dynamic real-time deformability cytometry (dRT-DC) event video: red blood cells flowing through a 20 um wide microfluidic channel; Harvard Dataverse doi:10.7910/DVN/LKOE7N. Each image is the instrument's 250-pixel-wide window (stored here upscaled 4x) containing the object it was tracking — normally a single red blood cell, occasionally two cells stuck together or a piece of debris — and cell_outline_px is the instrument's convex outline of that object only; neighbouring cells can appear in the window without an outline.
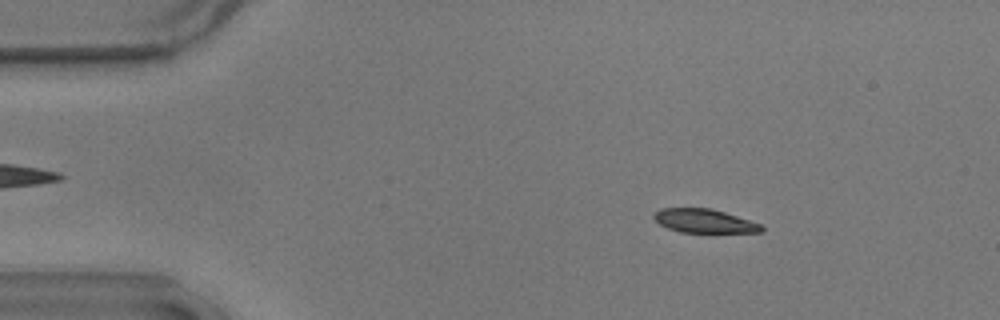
{"species": "common noctule bat (a hibernating species)", "species_latin": "Nyctalus noctula", "temperature_condition": "warm", "stored_images_in_passage": 55, "camera_frame_rate_fps": 3000, "um_per_image_px": 0.085, "animal": {"sex": "male", "body_mass_g": 17.9}, "frame": {"image": 1, "passage_image": 8, "time_ms": 2.333, "image_size_px": [1000, 320], "cell_outline_px": [[764, 232], [680, 232], [668, 228], [660, 224], [652, 216], [660, 208], [712, 208], [760, 224], [764, 228]], "centroid_in_image_um": [59.85, 18.78], "position_along_channel_um": 25.2, "area_um2": 14.68}}
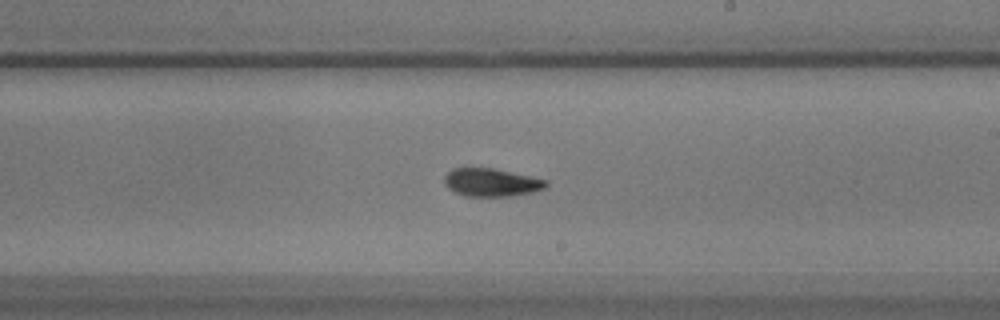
{"frame": {"image": 2, "passage_image": 32, "time_ms": 10.333, "image_size_px": [1000, 320], "cell_outline_px": [[548, 184], [544, 188], [532, 192], [512, 196], [464, 196], [448, 188], [444, 184], [444, 176], [452, 168], [492, 168], [548, 180]], "centroid_in_image_um": [41.75, 15.51], "position_along_channel_um": 247.3, "area_um2": 16.53}}
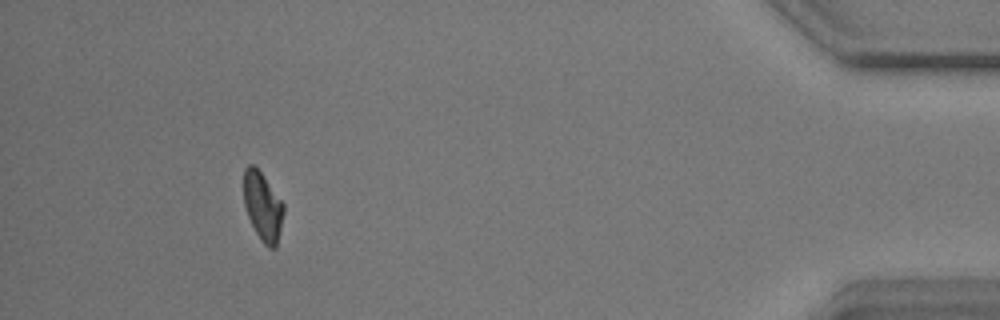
{"frame": {"image": 3, "passage_image": 51, "time_ms": 16.667, "image_size_px": [1000, 320], "cell_outline_px": [[284, 212], [276, 248], [268, 248], [260, 240], [248, 216], [244, 204], [244, 168], [248, 164], [252, 164], [260, 172], [284, 204]], "centroid_in_image_um": [22.33, 17.56], "position_along_channel_um": 412.9, "area_um2": 15.72}, "authors_computed_cell_mechanics": {"area_um2": 16.5308, "velocity_mm_per_s": 3.5975, "shape_relaxation_time_tau1_ms": 10.1144, "shape_relaxation_time_tau2_ms": 4.0932, "deformation_change_tau1": 0.2482, "deformation_change_tau2": 0.0819}}